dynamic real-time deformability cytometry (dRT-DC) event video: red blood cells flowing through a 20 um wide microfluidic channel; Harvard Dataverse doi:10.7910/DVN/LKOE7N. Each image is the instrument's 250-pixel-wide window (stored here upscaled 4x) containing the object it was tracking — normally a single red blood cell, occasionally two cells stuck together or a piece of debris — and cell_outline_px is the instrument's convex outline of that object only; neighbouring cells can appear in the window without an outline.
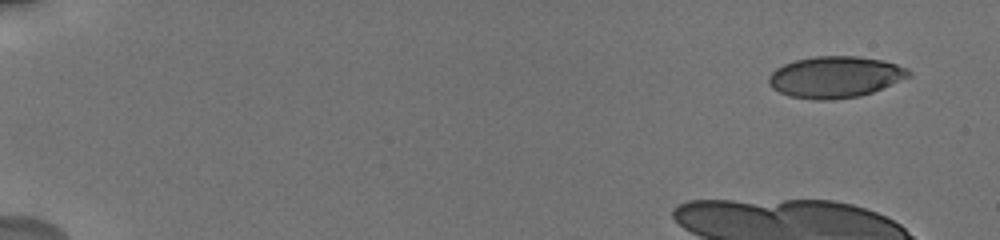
{"species": "human", "species_latin": "Homo sapiens", "temperature_condition": "cold", "stored_images_in_passage": 7, "camera_frame_rate_fps": 3000, "um_per_image_px": 0.085, "donor": {"sex": "male"}, "frame": {"image": 1, "passage_image": 1, "time_ms": 0.0, "image_size_px": [1000, 240], "cell_outline_px": [[912, 76], [872, 92], [860, 96], [832, 100], [816, 100], [788, 96], [772, 88], [768, 84], [768, 76], [776, 68], [784, 64], [796, 60], [816, 56], [856, 56], [880, 60], [896, 64], [908, 68], [912, 72]], "centroid_in_image_um": [70.99, 6.55], "position_along_channel_um": 14.0, "area_um2": 33.87}}